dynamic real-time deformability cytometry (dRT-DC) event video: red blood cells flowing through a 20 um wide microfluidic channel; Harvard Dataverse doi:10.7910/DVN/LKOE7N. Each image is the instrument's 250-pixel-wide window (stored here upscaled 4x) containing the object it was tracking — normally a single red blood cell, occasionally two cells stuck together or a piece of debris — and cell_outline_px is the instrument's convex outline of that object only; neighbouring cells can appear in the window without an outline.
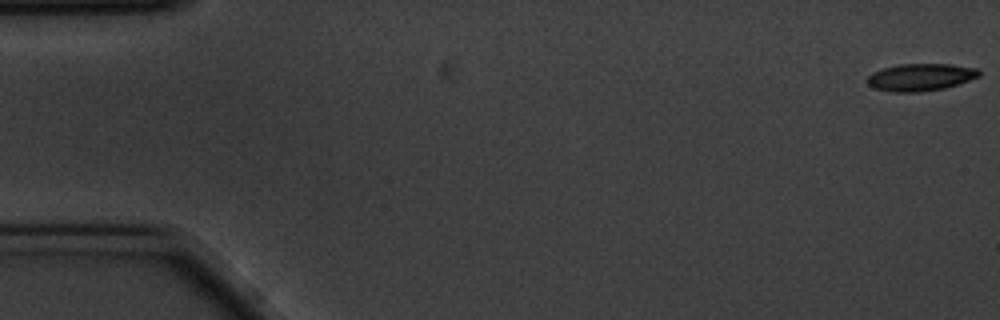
{"species": "common noctule bat (a hibernating species)", "species_latin": "Nyctalus noctula", "temperature_condition": "cold", "stored_images_in_passage": 57, "camera_frame_rate_fps": 3000, "um_per_image_px": 0.085, "animal": {"sex": "male", "body_mass_g": 20.1, "forearm_length_mm": 53.5}, "frame": {"image": 1, "passage_image": 1, "time_ms": 0.0, "image_size_px": [1000, 320], "cell_outline_px": [[980, 76], [944, 88], [920, 92], [892, 92], [872, 88], [864, 80], [872, 72], [884, 68], [900, 64], [952, 64], [976, 68], [980, 72]], "centroid_in_image_um": [78.19, 6.56], "position_along_channel_um": 6.8, "area_um2": 17.8}}
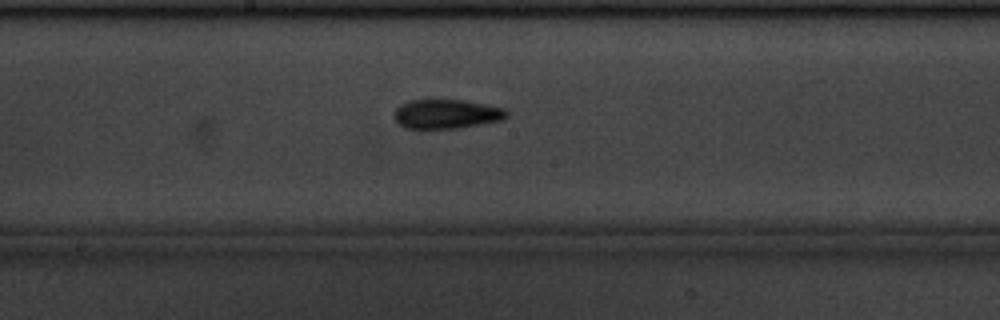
{"frame": {"image": 2, "passage_image": 30, "time_ms": 9.667, "image_size_px": [1000, 320], "cell_outline_px": [[508, 116], [504, 120], [456, 128], [404, 128], [396, 120], [396, 108], [400, 104], [408, 100], [464, 100], [504, 108], [508, 112]], "centroid_in_image_um": [37.98, 9.68], "position_along_channel_um": 210.2, "area_um2": 19.02}}
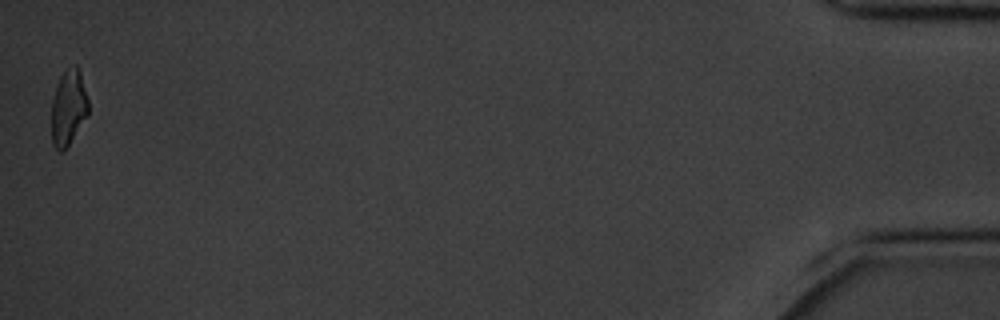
{"frame": {"image": 3, "passage_image": 57, "time_ms": 18.667, "image_size_px": [1000, 320], "cell_outline_px": [[88, 112], [64, 152], [60, 152], [52, 144], [52, 100], [56, 84], [60, 76], [64, 72], [76, 64], [80, 72], [88, 100]], "centroid_in_image_um": [5.79, 9.15], "position_along_channel_um": 429.4, "area_um2": 15.9}, "authors_computed_cell_mechanics": {"area_um2": 18.0914, "velocity_mm_per_s": 3.4914, "shape_relaxation_time_tau1_ms": 6.9756, "shape_relaxation_time_tau2_ms": 4.0051, "deformation_change_tau1": 0.1737, "deformation_change_tau2": 0.113}}